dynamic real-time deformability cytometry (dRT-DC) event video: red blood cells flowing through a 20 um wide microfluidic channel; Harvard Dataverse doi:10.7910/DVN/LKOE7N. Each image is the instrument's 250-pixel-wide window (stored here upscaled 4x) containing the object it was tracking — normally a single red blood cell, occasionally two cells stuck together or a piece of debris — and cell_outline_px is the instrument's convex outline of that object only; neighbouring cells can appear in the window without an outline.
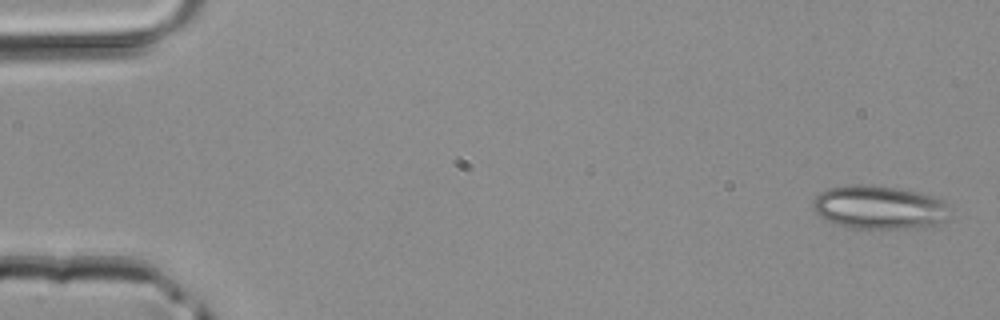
{"species": "common noctule bat (a hibernating species)", "species_latin": "Nyctalus noctula", "temperature_condition": "room temperature", "stored_images_in_passage": 2, "camera_frame_rate_fps": 3000, "um_per_image_px": 0.085, "animal": {"sex": "male", "body_mass_g": 20.4}, "frame": {"image": 1, "passage_image": 2, "time_ms": 0.333, "image_size_px": [1000, 320], "cell_outline_px": [[948, 220], [924, 228], [856, 228], [836, 224], [820, 216], [816, 212], [812, 204], [816, 196], [820, 192], [828, 188], [856, 184], [864, 184], [896, 188], [920, 192], [944, 200]], "centroid_in_image_um": [74.73, 17.62], "position_along_channel_um": 10.3, "area_um2": 34.51}}